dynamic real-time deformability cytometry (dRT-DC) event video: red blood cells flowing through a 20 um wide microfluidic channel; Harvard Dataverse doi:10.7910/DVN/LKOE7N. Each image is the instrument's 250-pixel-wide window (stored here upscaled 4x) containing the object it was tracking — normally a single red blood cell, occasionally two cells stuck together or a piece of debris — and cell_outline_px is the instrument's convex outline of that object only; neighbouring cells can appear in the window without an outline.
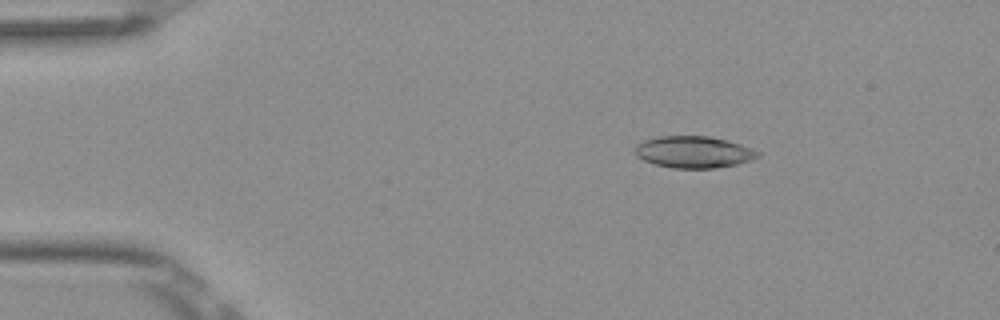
{"species": "Egyptian fruit bat (a non-hibernating species)", "species_latin": "Rousettus aegyptiacus", "temperature_condition": "room temperature", "stored_images_in_passage": 3, "camera_frame_rate_fps": 3000, "um_per_image_px": 0.085, "frame": {"image": 1, "passage_image": 2, "time_ms": 0.333, "image_size_px": [1000, 320], "cell_outline_px": [[760, 156], [752, 160], [736, 164], [712, 168], [672, 168], [656, 164], [644, 160], [636, 156], [636, 144], [644, 140], [660, 136], [708, 136], [728, 140], [740, 144], [760, 152]], "centroid_in_image_um": [58.97, 12.92], "position_along_channel_um": 26.0, "area_um2": 22.6}}